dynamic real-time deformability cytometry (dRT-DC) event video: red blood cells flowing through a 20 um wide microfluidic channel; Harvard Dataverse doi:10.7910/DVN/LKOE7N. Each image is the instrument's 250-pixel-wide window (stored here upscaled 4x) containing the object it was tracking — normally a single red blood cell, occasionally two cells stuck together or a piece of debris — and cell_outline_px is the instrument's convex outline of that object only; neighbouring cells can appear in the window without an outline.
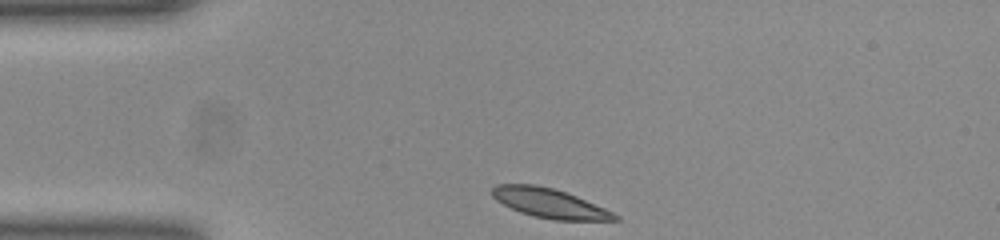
{"species": "common noctule bat (a hibernating species)", "species_latin": "Nyctalus noctula", "temperature_condition": "room temperature", "stored_images_in_passage": 32, "camera_frame_rate_fps": 3000, "um_per_image_px": 0.085, "animal": {"sex": "female", "body_mass_g": 23.0, "forearm_length_mm": 53.4}, "frame": {"image": 1, "passage_image": 1, "time_ms": 0.0, "image_size_px": [1000, 240], "cell_outline_px": [[620, 220], [552, 220], [520, 212], [496, 200], [492, 196], [492, 188], [496, 184], [536, 184], [552, 188], [576, 196], [604, 208], [620, 216]], "centroid_in_image_um": [46.7, 17.27], "position_along_channel_um": 38.3, "area_um2": 20.75}}
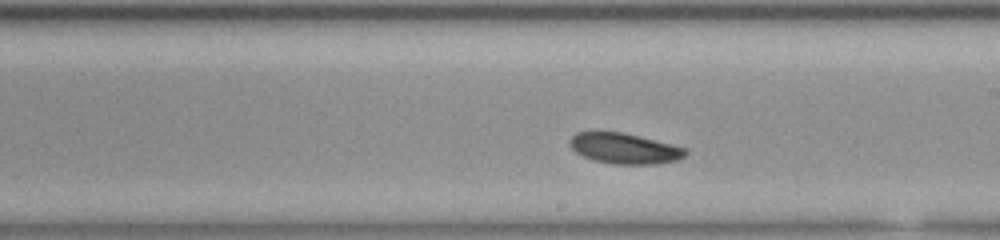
{"frame": {"image": 2, "passage_image": 19, "time_ms": 6.0, "image_size_px": [1000, 240], "cell_outline_px": [[688, 152], [684, 156], [676, 160], [656, 164], [612, 164], [592, 160], [576, 152], [572, 148], [568, 140], [576, 132], [620, 132], [688, 148]], "centroid_in_image_um": [53.07, 12.63], "position_along_channel_um": 235.9, "area_um2": 20.46}}
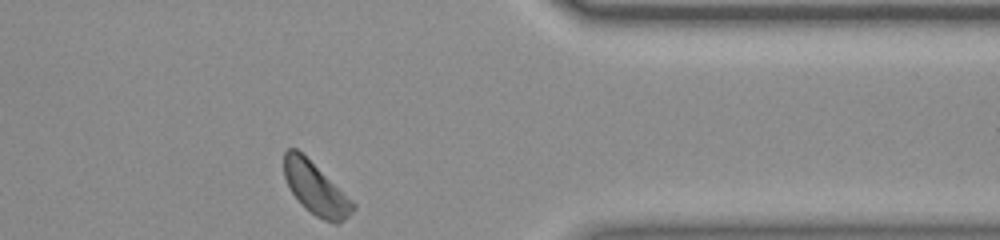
{"frame": {"image": 3, "passage_image": 32, "time_ms": 10.333, "image_size_px": [1000, 240], "cell_outline_px": [[356, 208], [344, 220], [336, 224], [324, 220], [316, 216], [304, 208], [292, 192], [284, 176], [284, 152], [288, 148], [296, 148], [352, 200], [356, 204]], "centroid_in_image_um": [26.83, 16.05], "position_along_channel_um": 384.6, "area_um2": 20.46}, "authors_computed_cell_mechanics": {"area_um2": 20.7791, "velocity_mm_per_s": 3.8143, "shape_relaxation_time_tau1_ms": 5.9589, "shape_relaxation_time_tau2_ms": null, "deformation_change_tau1": 0.1355, "deformation_change_tau2": null}}